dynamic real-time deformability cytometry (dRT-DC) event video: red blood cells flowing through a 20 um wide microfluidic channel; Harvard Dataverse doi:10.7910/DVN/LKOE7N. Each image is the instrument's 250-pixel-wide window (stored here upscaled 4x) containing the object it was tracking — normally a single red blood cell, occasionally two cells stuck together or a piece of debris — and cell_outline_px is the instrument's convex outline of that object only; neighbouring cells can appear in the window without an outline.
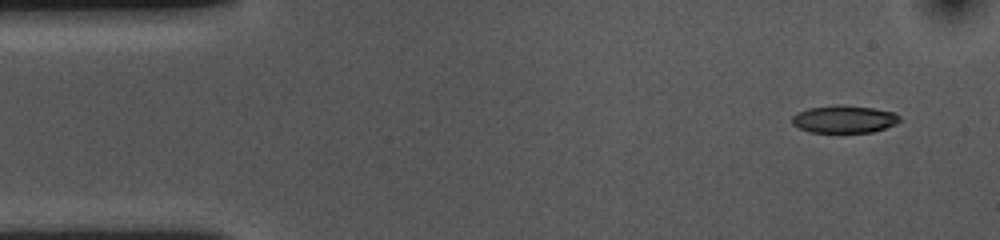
{"species": "common noctule bat (a hibernating species)", "species_latin": "Nyctalus noctula", "temperature_condition": "cold", "stored_images_in_passage": 51, "camera_frame_rate_fps": 3000, "um_per_image_px": 0.085, "animal": {"sex": "female", "body_mass_g": 10.0, "forearm_length_mm": 53.1}, "frame": {"image": 1, "passage_image": 1, "time_ms": 0.0, "image_size_px": [1000, 240], "cell_outline_px": [[900, 120], [896, 124], [872, 132], [808, 132], [792, 124], [792, 116], [796, 112], [808, 108], [876, 108], [896, 112], [900, 116]], "centroid_in_image_um": [71.77, 10.18], "position_along_channel_um": 13.2, "area_um2": 16.47}}
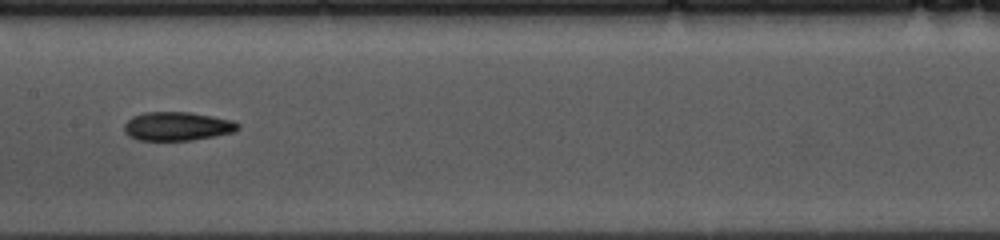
{"frame": {"image": 2, "passage_image": 23, "time_ms": 7.333, "image_size_px": [1000, 240], "cell_outline_px": [[240, 128], [232, 132], [192, 140], [136, 140], [128, 136], [124, 132], [124, 124], [132, 116], [144, 112], [188, 112], [212, 116], [232, 120], [240, 124]], "centroid_in_image_um": [15.03, 10.73], "position_along_channel_um": 192.4, "area_um2": 19.02}}
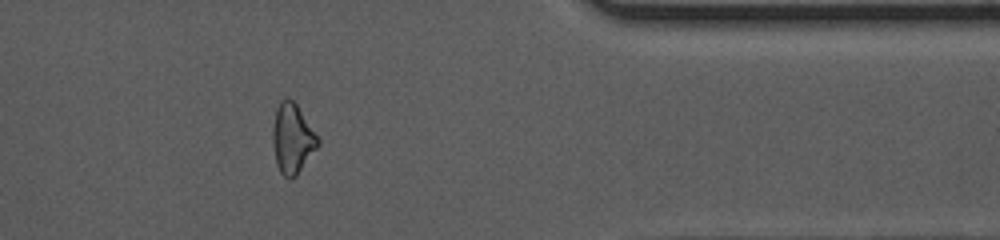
{"frame": {"image": 3, "passage_image": 41, "time_ms": 13.333, "image_size_px": [1000, 240], "cell_outline_px": [[320, 144], [296, 176], [288, 180], [280, 172], [276, 164], [272, 144], [272, 128], [276, 108], [280, 100], [288, 96], [296, 104], [320, 140]], "centroid_in_image_um": [24.83, 11.79], "position_along_channel_um": 386.6, "area_um2": 18.5}, "authors_computed_cell_mechanics": {"area_um2": 18.785, "velocity_mm_per_s": 3.628, "shape_relaxation_time_tau1_ms": 5.1169, "shape_relaxation_time_tau2_ms": 7.2091, "deformation_change_tau1": 0.1402, "deformation_change_tau2": 0.1537}}